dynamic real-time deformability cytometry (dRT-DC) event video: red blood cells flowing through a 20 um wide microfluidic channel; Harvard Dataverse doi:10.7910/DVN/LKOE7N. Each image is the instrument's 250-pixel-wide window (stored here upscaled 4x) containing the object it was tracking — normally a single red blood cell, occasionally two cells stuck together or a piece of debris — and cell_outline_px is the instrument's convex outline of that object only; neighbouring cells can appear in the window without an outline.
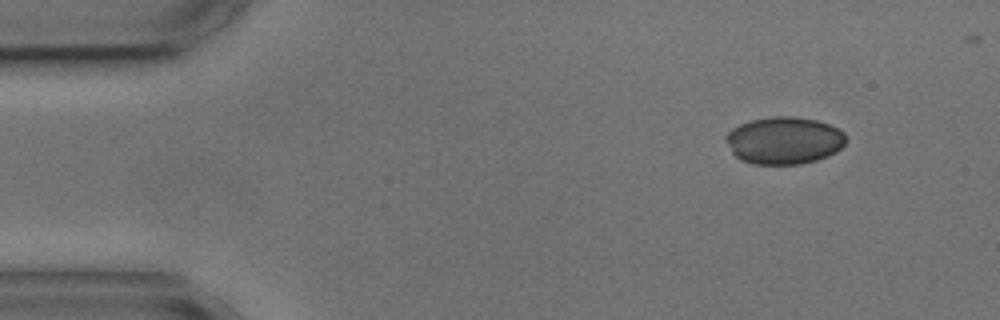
{"species": "common noctule bat (a hibernating species)", "species_latin": "Nyctalus noctula", "temperature_condition": "cold", "stored_images_in_passage": 6, "camera_frame_rate_fps": 3000, "um_per_image_px": 0.085, "animal": {"sex": "male", "body_mass_g": 17.9, "forearm_length_mm": 54.2}, "frame": {"image": 1, "passage_image": 1, "time_ms": 0.0, "image_size_px": [1000, 320], "cell_outline_px": [[844, 144], [836, 152], [828, 156], [816, 160], [800, 164], [752, 164], [740, 160], [732, 152], [724, 140], [724, 136], [732, 128], [740, 124], [752, 120], [772, 116], [792, 116], [816, 120], [840, 128], [844, 132]], "centroid_in_image_um": [66.62, 11.94], "position_along_channel_um": 18.4, "area_um2": 33.23}}